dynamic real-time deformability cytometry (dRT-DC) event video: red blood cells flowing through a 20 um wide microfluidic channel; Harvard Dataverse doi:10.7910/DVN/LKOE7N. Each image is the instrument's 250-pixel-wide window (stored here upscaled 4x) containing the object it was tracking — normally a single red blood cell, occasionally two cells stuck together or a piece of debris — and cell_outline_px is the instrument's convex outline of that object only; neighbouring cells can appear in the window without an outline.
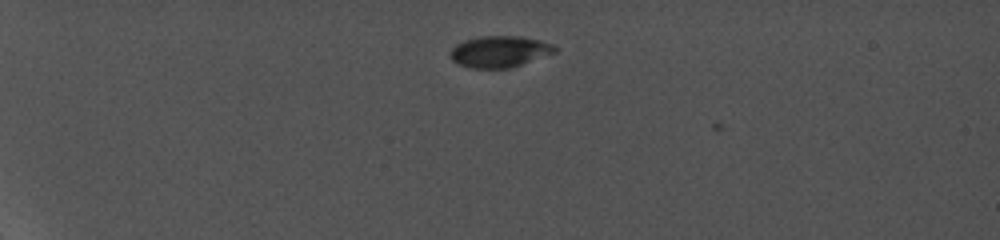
{"species": "common noctule bat (a hibernating species)", "species_latin": "Nyctalus noctula", "temperature_condition": "cold", "stored_images_in_passage": 3, "camera_frame_rate_fps": 5000, "um_per_image_px": 0.085, "animal": {"sex": "female", "body_mass_g": 19.0, "forearm_length_mm": 56.7}, "frame": {"image": 1, "passage_image": 2, "time_ms": 0.4, "image_size_px": [1000, 240], "cell_outline_px": [[556, 52], [512, 68], [468, 68], [456, 64], [452, 60], [448, 52], [456, 44], [464, 40], [480, 36], [520, 36], [540, 40], [552, 44], [556, 48]], "centroid_in_image_um": [42.42, 4.39], "position_along_channel_um": 42.6, "area_um2": 19.36}}